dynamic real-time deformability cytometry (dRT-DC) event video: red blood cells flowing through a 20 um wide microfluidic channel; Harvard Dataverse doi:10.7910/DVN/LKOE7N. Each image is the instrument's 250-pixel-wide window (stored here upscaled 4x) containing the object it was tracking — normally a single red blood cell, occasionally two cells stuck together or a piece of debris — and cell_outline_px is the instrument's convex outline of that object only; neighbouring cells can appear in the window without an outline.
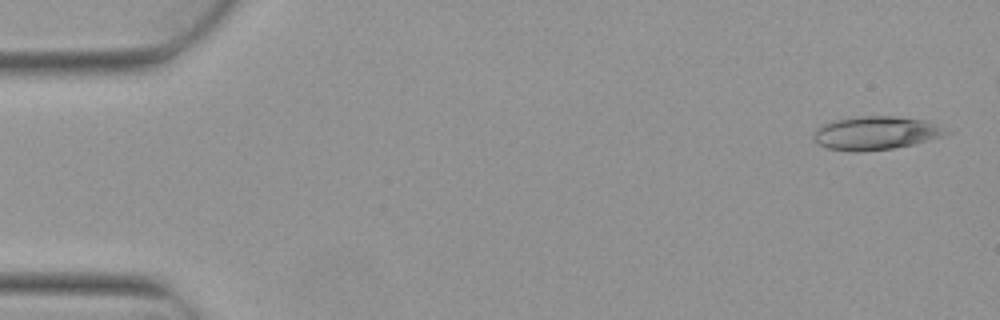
{"species": "Egyptian fruit bat (a non-hibernating species)", "species_latin": "Rousettus aegyptiacus", "temperature_condition": "warm", "stored_images_in_passage": 4, "camera_frame_rate_fps": 3000, "um_per_image_px": 0.085, "animal": {"sex": "female"}, "frame": {"image": 1, "passage_image": 1, "time_ms": 0.0, "image_size_px": [1000, 320], "cell_outline_px": [[952, 132], [944, 136], [912, 144], [892, 148], [860, 152], [852, 152], [828, 148], [816, 144], [812, 140], [812, 136], [816, 128], [820, 124], [836, 120], [856, 116], [896, 116], [924, 120]], "centroid_in_image_um": [74.36, 11.31], "position_along_channel_um": 10.6, "area_um2": 25.95}}